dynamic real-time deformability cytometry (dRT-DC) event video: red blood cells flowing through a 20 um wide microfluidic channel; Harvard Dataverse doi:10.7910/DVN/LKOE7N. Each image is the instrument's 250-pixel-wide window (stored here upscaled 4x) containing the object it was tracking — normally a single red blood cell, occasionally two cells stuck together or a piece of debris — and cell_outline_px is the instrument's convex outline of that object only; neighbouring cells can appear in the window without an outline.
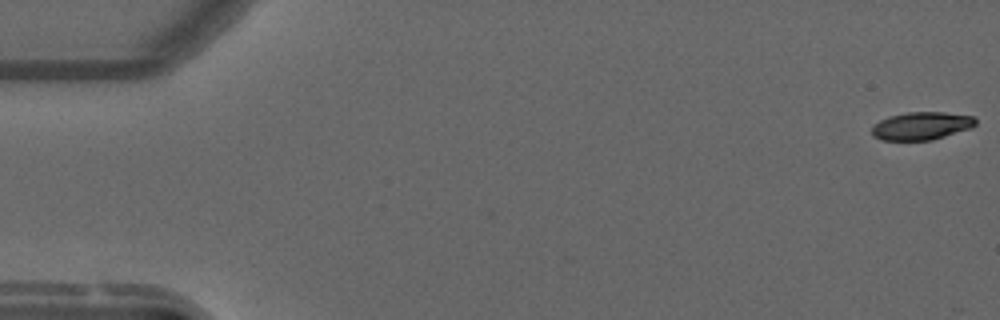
{"species": "common noctule bat (a hibernating species)", "species_latin": "Nyctalus noctula", "temperature_condition": "warm", "stored_images_in_passage": 9, "camera_frame_rate_fps": 3000, "um_per_image_px": 0.085, "animal": {"sex": "male", "forearm_length_mm": 52.5}, "frame": {"image": 1, "passage_image": 1, "time_ms": 0.0, "image_size_px": [1000, 320], "cell_outline_px": [[976, 124], [972, 128], [932, 140], [880, 140], [872, 136], [872, 124], [888, 116], [908, 112], [944, 112], [972, 116], [976, 120]], "centroid_in_image_um": [78.3, 10.7], "position_along_channel_um": 6.7, "area_um2": 16.99}}